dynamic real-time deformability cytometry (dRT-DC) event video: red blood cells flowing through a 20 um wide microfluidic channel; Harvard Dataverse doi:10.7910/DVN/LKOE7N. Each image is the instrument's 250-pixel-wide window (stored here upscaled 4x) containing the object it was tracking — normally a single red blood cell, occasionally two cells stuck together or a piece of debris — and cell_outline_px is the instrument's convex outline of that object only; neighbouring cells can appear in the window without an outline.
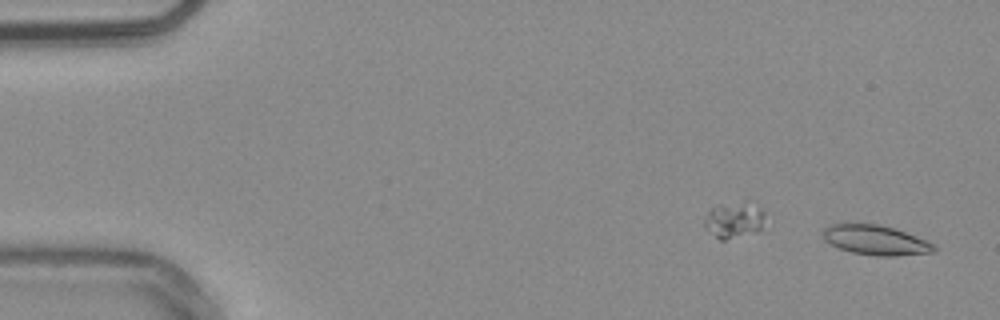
{"species": "common noctule bat (a hibernating species)", "species_latin": "Nyctalus noctula", "temperature_condition": "warm", "stored_images_in_passage": 50, "camera_frame_rate_fps": 3000, "um_per_image_px": 0.085, "animal": {"sex": "male", "body_mass_g": 20.4}, "frame": {"image": 1, "passage_image": 2, "time_ms": 0.333, "image_size_px": [1000, 320], "cell_outline_px": [[936, 252], [896, 256], [876, 256], [852, 252], [840, 248], [824, 240], [820, 232], [824, 228], [832, 224], [876, 224], [892, 228], [928, 240], [936, 248]], "centroid_in_image_um": [74.42, 20.42], "position_along_channel_um": 10.6, "area_um2": 19.13}}
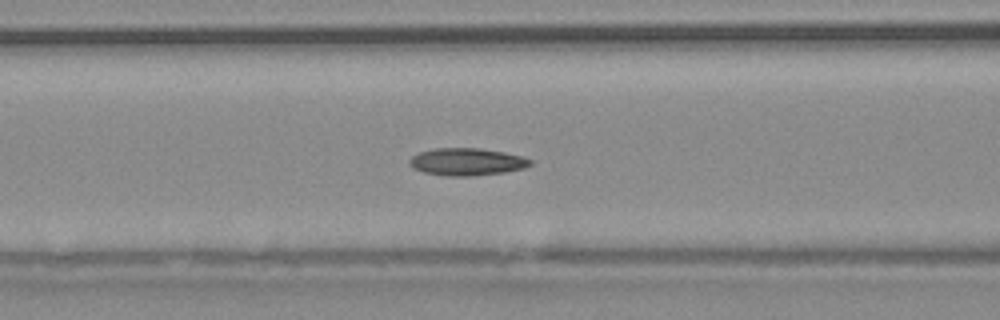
{"frame": {"image": 2, "passage_image": 22, "time_ms": 7.0, "image_size_px": [1000, 320], "cell_outline_px": [[532, 164], [524, 168], [504, 172], [472, 176], [448, 176], [424, 172], [412, 168], [408, 164], [408, 160], [412, 156], [420, 152], [436, 148], [480, 148], [504, 152], [524, 156], [532, 160]], "centroid_in_image_um": [39.68, 13.75], "position_along_channel_um": 126.9, "area_um2": 19.36}}
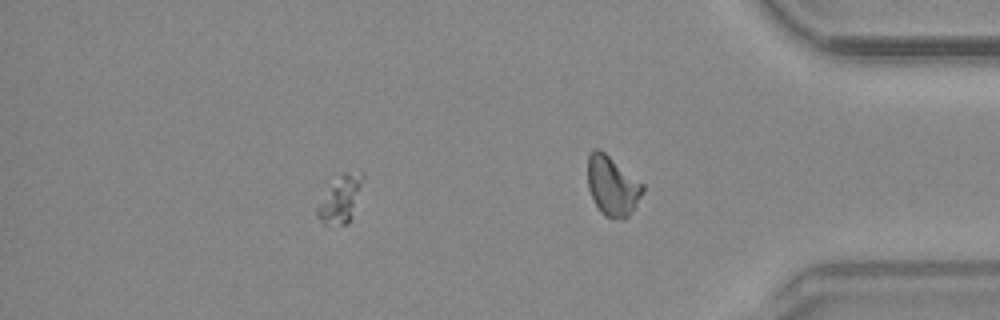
{"frame": {"image": 3, "passage_image": 43, "time_ms": 14.0, "image_size_px": [1000, 320], "cell_outline_px": [[364, 176], [352, 216], [348, 224], [324, 224], [316, 216], [316, 204], [324, 176], [344, 172], [364, 172]], "centroid_in_image_um": [28.78, 16.78], "position_along_channel_um": 406.4, "area_um2": 13.93}, "authors_computed_cell_mechanics": {"area_um2": 18.6694, "velocity_mm_per_s": 3.7957, "shape_relaxation_time_tau1_ms": 7.9602, "shape_relaxation_time_tau2_ms": 3.6593, "deformation_change_tau1": 0.2004, "deformation_change_tau2": 0.1035}}